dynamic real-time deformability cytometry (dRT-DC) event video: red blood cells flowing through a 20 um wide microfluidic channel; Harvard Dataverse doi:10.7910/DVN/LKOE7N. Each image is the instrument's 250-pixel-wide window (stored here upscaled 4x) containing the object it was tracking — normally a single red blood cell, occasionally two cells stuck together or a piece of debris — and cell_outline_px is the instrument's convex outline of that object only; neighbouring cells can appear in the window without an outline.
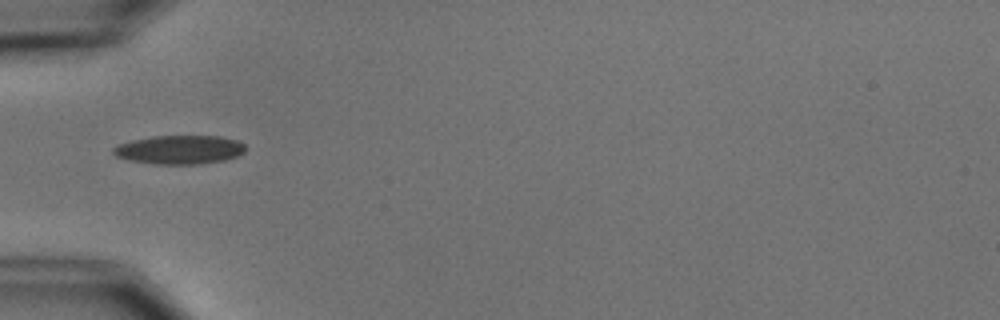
{"species": "common noctule bat (a hibernating species)", "species_latin": "Nyctalus noctula", "temperature_condition": "cold", "stored_images_in_passage": 4, "camera_frame_rate_fps": 3000, "um_per_image_px": 0.085, "animal": {"sex": "male", "body_mass_g": 15.6}, "frame": {"image": 1, "passage_image": 1, "time_ms": 0.0, "image_size_px": [1000, 320], "cell_outline_px": [[244, 152], [236, 156], [224, 160], [196, 164], [156, 164], [132, 160], [116, 156], [112, 152], [112, 148], [120, 144], [132, 140], [152, 136], [220, 136], [236, 140], [244, 144]], "centroid_in_image_um": [15.26, 12.71], "position_along_channel_um": 69.7, "area_um2": 21.91}}
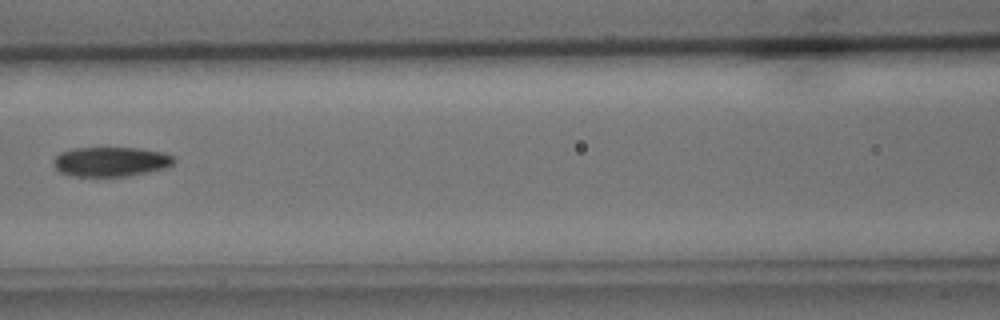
{"frame": {"image": 2, "passage_image": 3, "time_ms": 2.333, "image_size_px": [1000, 320], "cell_outline_px": [[176, 160], [172, 164], [164, 168], [148, 172], [128, 176], [72, 176], [60, 172], [56, 168], [56, 156], [60, 152], [72, 148], [140, 148], [164, 152], [172, 156]], "centroid_in_image_um": [9.45, 13.74], "position_along_channel_um": 157.2, "area_um2": 20.63}}
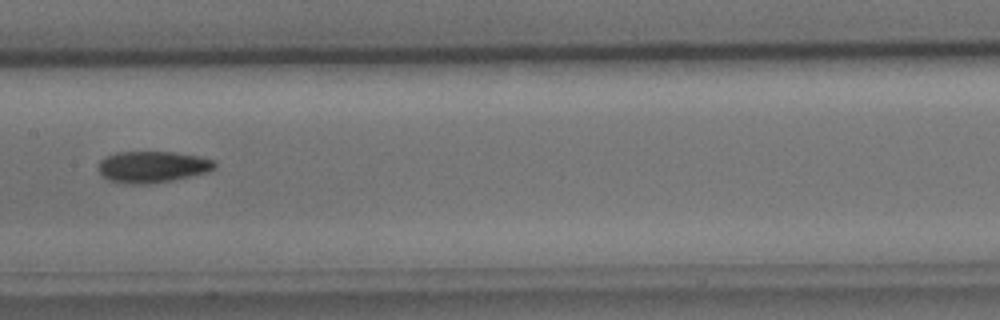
{"frame": {"image": 3, "passage_image": 4, "time_ms": 3.333, "image_size_px": [1000, 320], "cell_outline_px": [[216, 168], [208, 172], [172, 180], [148, 184], [124, 184], [108, 180], [96, 168], [100, 160], [116, 152], [172, 152], [200, 156], [216, 160]], "centroid_in_image_um": [12.97, 14.18], "position_along_channel_um": 194.4, "area_um2": 21.5}}